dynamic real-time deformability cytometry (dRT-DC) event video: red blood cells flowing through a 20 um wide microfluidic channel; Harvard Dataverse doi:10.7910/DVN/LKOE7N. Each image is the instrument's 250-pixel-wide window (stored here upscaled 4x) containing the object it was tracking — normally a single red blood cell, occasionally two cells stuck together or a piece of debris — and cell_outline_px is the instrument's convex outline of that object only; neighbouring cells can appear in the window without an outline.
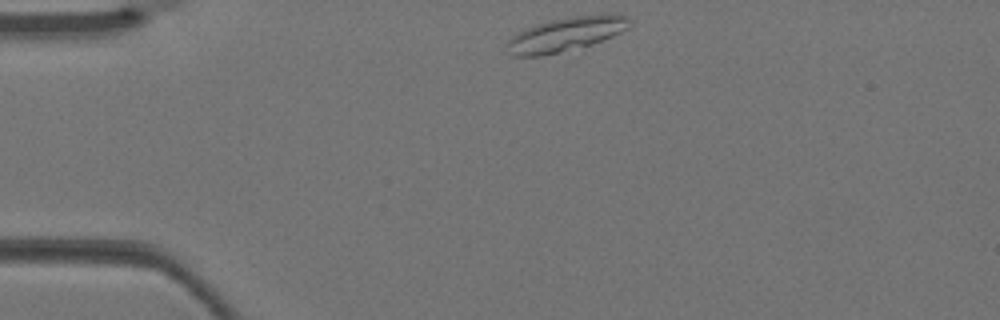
{"species": "Egyptian fruit bat (a non-hibernating species)", "species_latin": "Rousettus aegyptiacus", "temperature_condition": "warm", "stored_images_in_passage": 2, "camera_frame_rate_fps": 3000, "um_per_image_px": 0.085, "animal": {"sex": "female"}, "frame": {"image": 1, "passage_image": 1, "time_ms": 0.0, "image_size_px": [1000, 320], "cell_outline_px": [[628, 28], [612, 36], [592, 44], [544, 56], [512, 56], [508, 52], [504, 44], [512, 36], [524, 28], [536, 24], [552, 20], [572, 16], [608, 12], [628, 16]], "centroid_in_image_um": [48.07, 2.9], "position_along_channel_um": 36.9, "area_um2": 24.57}}